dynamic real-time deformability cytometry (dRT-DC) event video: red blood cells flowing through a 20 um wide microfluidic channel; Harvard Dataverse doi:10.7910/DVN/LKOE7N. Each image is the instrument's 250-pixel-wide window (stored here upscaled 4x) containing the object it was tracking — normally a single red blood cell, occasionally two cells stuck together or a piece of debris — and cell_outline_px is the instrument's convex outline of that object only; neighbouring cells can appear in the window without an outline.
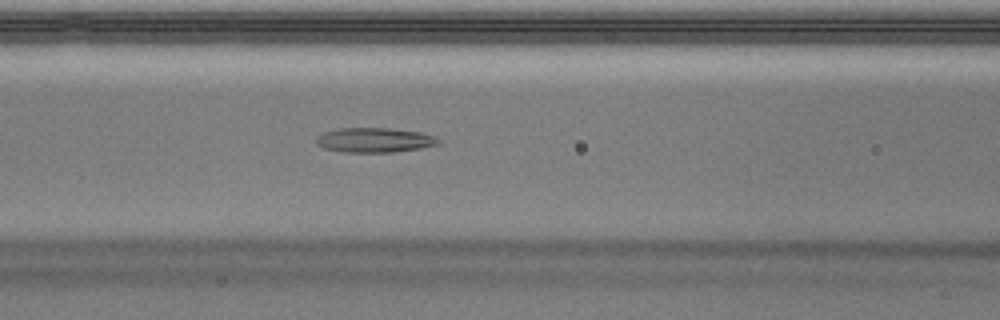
{"species": "Egyptian fruit bat (a non-hibernating species)", "species_latin": "Rousettus aegyptiacus", "temperature_condition": "warm", "stored_images_in_passage": 37, "camera_frame_rate_fps": 3000, "um_per_image_px": 0.085, "animal": {"sex": "male"}, "frame": {"image": 1, "passage_image": 14, "time_ms": 4.333, "image_size_px": [1000, 320], "cell_outline_px": [[440, 144], [420, 148], [392, 152], [344, 152], [324, 148], [316, 144], [316, 136], [324, 132], [340, 128], [388, 128], [420, 132], [436, 136], [440, 140]], "centroid_in_image_um": [31.84, 11.9], "position_along_channel_um": 134.8, "area_um2": 17.57}}
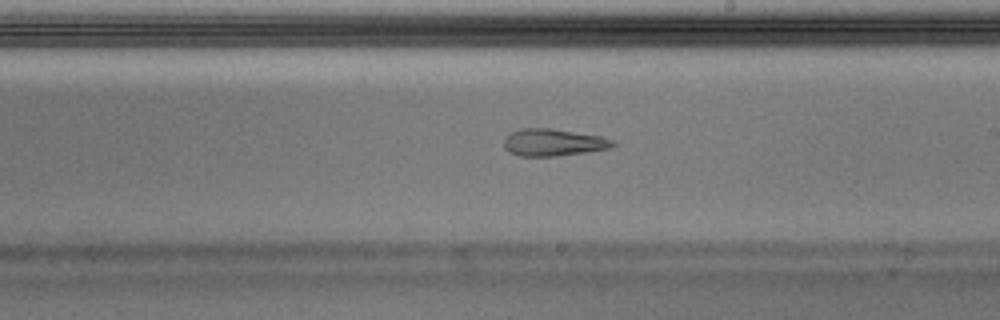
{"frame": {"image": 2, "passage_image": 22, "time_ms": 7.0, "image_size_px": [1000, 320], "cell_outline_px": [[616, 144], [612, 148], [556, 156], [520, 156], [508, 152], [504, 148], [504, 136], [508, 132], [520, 128], [548, 128], [600, 136], [612, 140]], "centroid_in_image_um": [46.96, 12.1], "position_along_channel_um": 242.0, "area_um2": 17.28}}
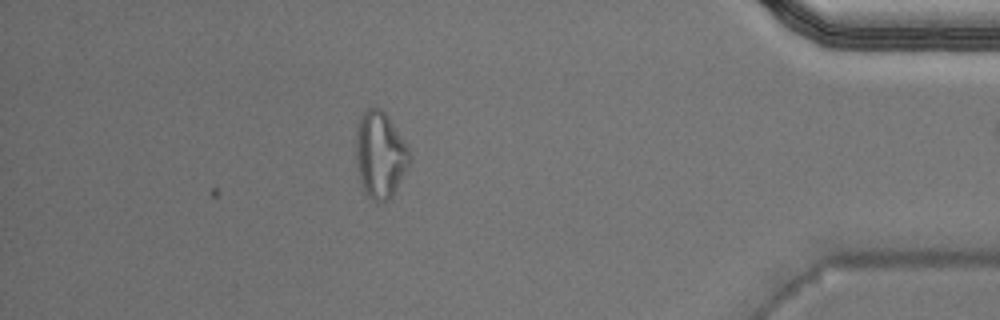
{"frame": {"image": 3, "passage_image": 37, "time_ms": 12.0, "image_size_px": [1000, 320], "cell_outline_px": [[412, 156], [392, 196], [388, 200], [376, 204], [364, 192], [360, 180], [356, 164], [356, 124], [364, 112], [368, 108], [380, 108], [388, 116], [404, 140]], "centroid_in_image_um": [32.29, 13.17], "position_along_channel_um": 402.9, "area_um2": 26.99}, "authors_computed_cell_mechanics": {"area_um2": 17.5712, "velocity_mm_per_s": 4.0223, "shape_relaxation_time_tau1_ms": null, "shape_relaxation_time_tau2_ms": 2.7364, "deformation_change_tau1": null, "deformation_change_tau2": 0.121}}